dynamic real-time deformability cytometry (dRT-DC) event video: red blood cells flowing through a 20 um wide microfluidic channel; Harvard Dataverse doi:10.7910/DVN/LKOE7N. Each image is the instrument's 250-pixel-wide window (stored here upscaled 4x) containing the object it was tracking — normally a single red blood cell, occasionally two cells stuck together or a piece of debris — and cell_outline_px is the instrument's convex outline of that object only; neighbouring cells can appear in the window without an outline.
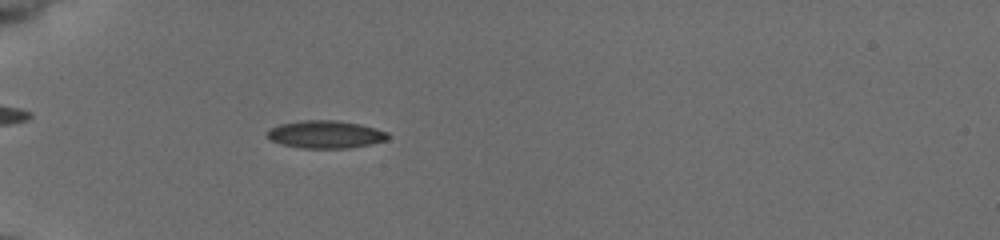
{"species": "common noctule bat (a hibernating species)", "species_latin": "Nyctalus noctula", "temperature_condition": "cold", "stored_images_in_passage": 23, "camera_frame_rate_fps": 3000, "um_per_image_px": 0.085, "animal": {"sex": "female", "body_mass_g": 19.5, "forearm_length_mm": 54.1}, "frame": {"image": 1, "passage_image": 5, "time_ms": 1.333, "image_size_px": [1000, 240], "cell_outline_px": [[388, 140], [372, 144], [348, 148], [300, 148], [280, 144], [264, 136], [264, 132], [280, 124], [304, 120], [336, 120], [360, 124], [388, 132]], "centroid_in_image_um": [27.65, 11.43], "position_along_channel_um": 57.4, "area_um2": 19.59}}
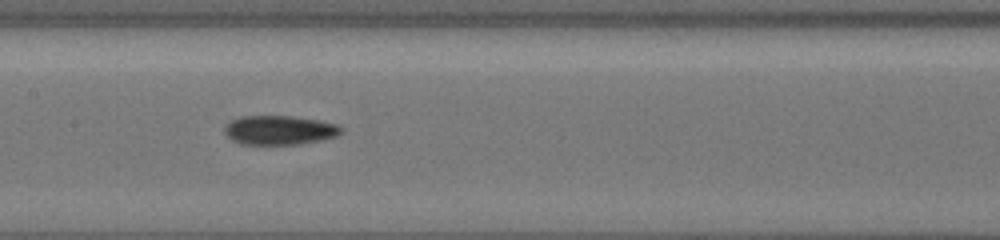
{"frame": {"image": 2, "passage_image": 11, "time_ms": 3.333, "image_size_px": [1000, 240], "cell_outline_px": [[344, 128], [336, 136], [320, 140], [300, 144], [240, 144], [232, 140], [224, 132], [224, 128], [232, 120], [240, 116], [288, 116], [320, 120], [336, 124]], "centroid_in_image_um": [23.75, 11.06], "position_along_channel_um": 183.6, "area_um2": 19.71}}
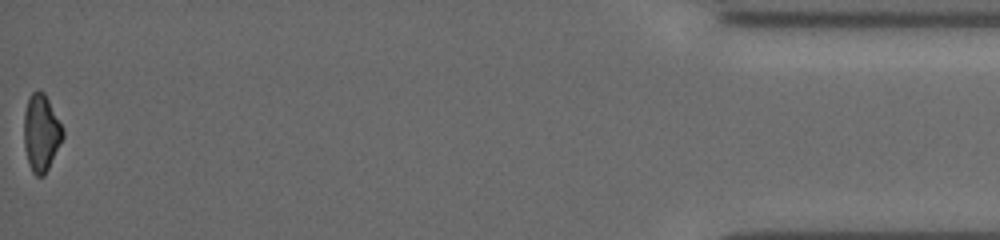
{"frame": {"image": 3, "passage_image": 23, "time_ms": 7.333, "image_size_px": [1000, 240], "cell_outline_px": [[64, 136], [44, 176], [36, 176], [32, 172], [28, 164], [24, 148], [24, 112], [28, 96], [36, 88], [44, 92], [64, 132]], "centroid_in_image_um": [3.46, 11.28], "position_along_channel_um": 431.7, "area_um2": 17.4}}